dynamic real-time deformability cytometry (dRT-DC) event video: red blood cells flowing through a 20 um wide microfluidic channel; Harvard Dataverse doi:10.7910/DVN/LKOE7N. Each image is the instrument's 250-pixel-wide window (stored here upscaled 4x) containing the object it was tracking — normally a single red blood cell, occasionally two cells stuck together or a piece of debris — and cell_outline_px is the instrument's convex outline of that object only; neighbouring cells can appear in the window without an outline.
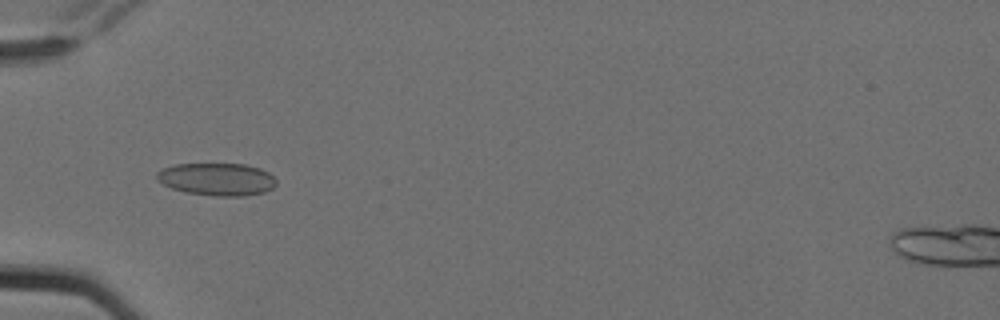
{"species": "Egyptian fruit bat (a non-hibernating species)", "species_latin": "Rousettus aegyptiacus", "temperature_condition": "cold", "stored_images_in_passage": 7, "camera_frame_rate_fps": 3000, "um_per_image_px": 0.085, "animal": {"sex": "female"}, "frame": {"image": 1, "passage_image": 6, "time_ms": 1.667, "image_size_px": [1000, 320], "cell_outline_px": [[276, 184], [272, 188], [264, 192], [244, 196], [216, 196], [188, 192], [172, 188], [156, 180], [156, 172], [164, 168], [176, 164], [244, 164], [260, 168], [268, 172], [276, 180]], "centroid_in_image_um": [18.45, 15.23], "position_along_channel_um": 66.6, "area_um2": 22.54}}
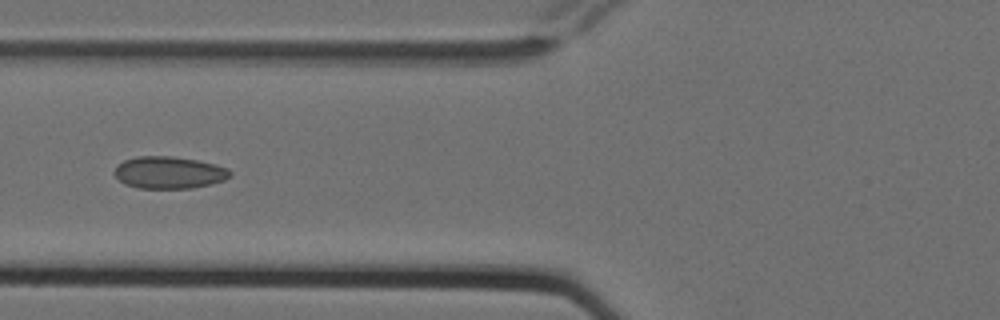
{"frame": {"image": 2, "passage_image": 7, "time_ms": 2.0, "image_size_px": [1000, 320], "cell_outline_px": [[232, 176], [224, 180], [212, 184], [192, 188], [136, 188], [124, 184], [112, 172], [124, 160], [136, 156], [172, 156], [196, 160], [216, 164], [228, 168], [232, 172]], "centroid_in_image_um": [14.39, 14.67], "position_along_channel_um": 111.4, "area_um2": 21.79}}